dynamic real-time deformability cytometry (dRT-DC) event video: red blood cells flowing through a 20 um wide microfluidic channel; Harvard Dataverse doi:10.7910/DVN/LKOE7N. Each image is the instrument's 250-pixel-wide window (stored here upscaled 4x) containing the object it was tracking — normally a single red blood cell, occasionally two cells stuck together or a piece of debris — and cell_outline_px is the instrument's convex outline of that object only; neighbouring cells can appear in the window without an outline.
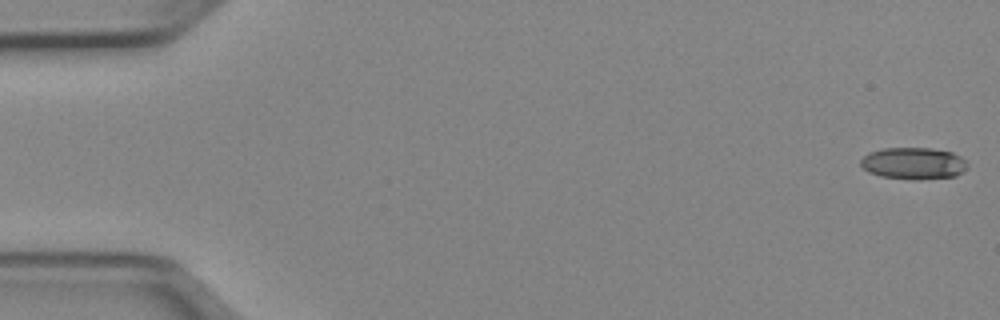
{"species": "Egyptian fruit bat (a non-hibernating species)", "species_latin": "Rousettus aegyptiacus", "temperature_condition": "cold", "stored_images_in_passage": 51, "camera_frame_rate_fps": 3000, "um_per_image_px": 0.085, "animal": {"sex": "female"}, "frame": {"image": 1, "passage_image": 1, "time_ms": 0.0, "image_size_px": [1000, 320], "cell_outline_px": [[968, 168], [964, 172], [956, 176], [920, 180], [912, 180], [880, 176], [868, 172], [860, 164], [860, 160], [868, 152], [884, 148], [932, 148], [952, 152], [960, 156], [968, 164]], "centroid_in_image_um": [77.67, 13.89], "position_along_channel_um": 7.3, "area_um2": 20.11}}
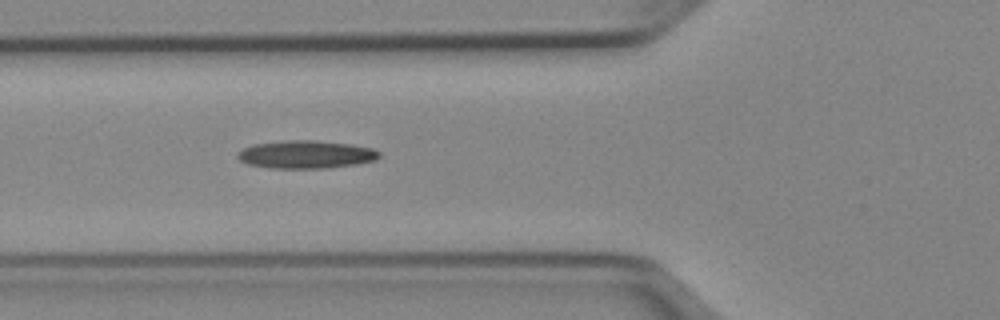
{"frame": {"image": 2, "passage_image": 19, "time_ms": 6.0, "image_size_px": [1000, 320], "cell_outline_px": [[380, 156], [376, 160], [356, 164], [328, 168], [268, 168], [248, 164], [240, 160], [236, 156], [236, 152], [252, 144], [288, 140], [316, 140], [352, 144], [372, 148], [380, 152]], "centroid_in_image_um": [26.0, 13.12], "position_along_channel_um": 99.8, "area_um2": 23.24}}
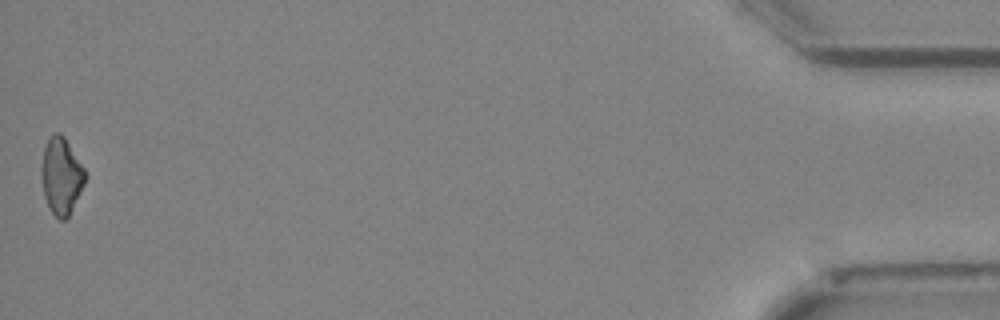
{"frame": {"image": 3, "passage_image": 51, "time_ms": 16.667, "image_size_px": [1000, 320], "cell_outline_px": [[88, 176], [68, 216], [64, 220], [60, 220], [52, 212], [44, 196], [40, 176], [40, 168], [44, 148], [48, 140], [56, 132], [60, 132], [64, 136], [84, 168]], "centroid_in_image_um": [5.2, 14.94], "position_along_channel_um": 430.0, "area_um2": 19.42}}